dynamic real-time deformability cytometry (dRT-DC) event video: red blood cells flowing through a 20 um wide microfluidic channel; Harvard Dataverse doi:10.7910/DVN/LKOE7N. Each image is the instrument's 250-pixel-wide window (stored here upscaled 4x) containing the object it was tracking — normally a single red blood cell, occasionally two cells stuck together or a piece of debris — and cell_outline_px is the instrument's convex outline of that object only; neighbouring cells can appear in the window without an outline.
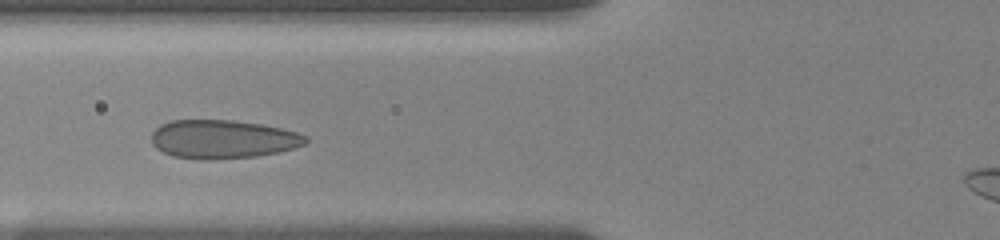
{"species": "human", "species_latin": "Homo sapiens", "temperature_condition": "room temperature", "stored_images_in_passage": 10, "camera_frame_rate_fps": 3000, "um_per_image_px": 0.085, "donor": {"sex": "female"}, "frame": {"image": 1, "passage_image": 6, "time_ms": 3.333, "image_size_px": [1000, 240], "cell_outline_px": [[308, 140], [304, 144], [280, 152], [256, 156], [208, 160], [200, 160], [172, 156], [156, 148], [152, 144], [152, 132], [160, 124], [168, 120], [232, 120], [260, 124], [280, 128], [296, 132], [308, 136]], "centroid_in_image_um": [18.91, 11.83], "position_along_channel_um": 106.9, "area_um2": 34.8}}
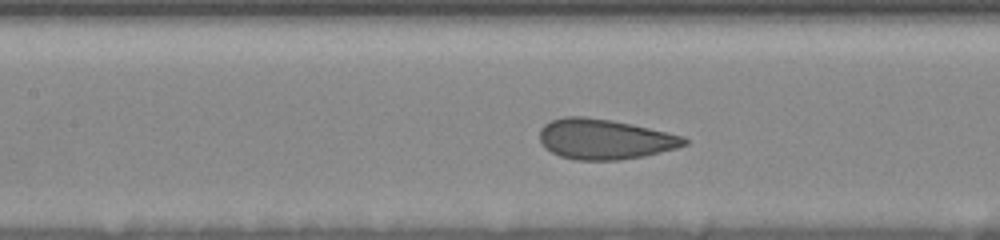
{"frame": {"image": 2, "passage_image": 9, "time_ms": 4.667, "image_size_px": [1000, 240], "cell_outline_px": [[688, 144], [676, 148], [644, 156], [620, 160], [576, 160], [560, 156], [544, 148], [540, 140], [540, 128], [544, 124], [552, 120], [564, 116], [584, 116], [632, 124], [684, 136], [688, 140]], "centroid_in_image_um": [51.38, 11.83], "position_along_channel_um": 156.0, "area_um2": 33.93}}